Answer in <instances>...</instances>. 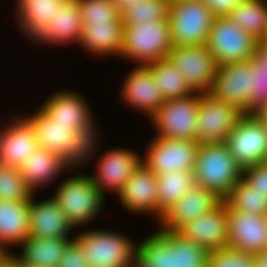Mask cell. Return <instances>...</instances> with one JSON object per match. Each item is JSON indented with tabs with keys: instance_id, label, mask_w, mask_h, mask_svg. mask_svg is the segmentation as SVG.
<instances>
[{
	"instance_id": "obj_1",
	"label": "cell",
	"mask_w": 267,
	"mask_h": 267,
	"mask_svg": "<svg viewBox=\"0 0 267 267\" xmlns=\"http://www.w3.org/2000/svg\"><path fill=\"white\" fill-rule=\"evenodd\" d=\"M173 47L169 17L124 25L123 46L119 57L147 66L166 59Z\"/></svg>"
},
{
	"instance_id": "obj_2",
	"label": "cell",
	"mask_w": 267,
	"mask_h": 267,
	"mask_svg": "<svg viewBox=\"0 0 267 267\" xmlns=\"http://www.w3.org/2000/svg\"><path fill=\"white\" fill-rule=\"evenodd\" d=\"M243 176L225 142L200 145L194 168L195 184L215 192L223 200Z\"/></svg>"
},
{
	"instance_id": "obj_3",
	"label": "cell",
	"mask_w": 267,
	"mask_h": 267,
	"mask_svg": "<svg viewBox=\"0 0 267 267\" xmlns=\"http://www.w3.org/2000/svg\"><path fill=\"white\" fill-rule=\"evenodd\" d=\"M119 232L101 229L79 233L74 240L82 247L90 267H127L138 257V243Z\"/></svg>"
},
{
	"instance_id": "obj_4",
	"label": "cell",
	"mask_w": 267,
	"mask_h": 267,
	"mask_svg": "<svg viewBox=\"0 0 267 267\" xmlns=\"http://www.w3.org/2000/svg\"><path fill=\"white\" fill-rule=\"evenodd\" d=\"M71 177L59 184L52 198L76 228L97 217L105 196L89 175Z\"/></svg>"
},
{
	"instance_id": "obj_5",
	"label": "cell",
	"mask_w": 267,
	"mask_h": 267,
	"mask_svg": "<svg viewBox=\"0 0 267 267\" xmlns=\"http://www.w3.org/2000/svg\"><path fill=\"white\" fill-rule=\"evenodd\" d=\"M169 23L173 46L206 45L216 15L202 0L170 3Z\"/></svg>"
},
{
	"instance_id": "obj_6",
	"label": "cell",
	"mask_w": 267,
	"mask_h": 267,
	"mask_svg": "<svg viewBox=\"0 0 267 267\" xmlns=\"http://www.w3.org/2000/svg\"><path fill=\"white\" fill-rule=\"evenodd\" d=\"M258 41L227 16H216L206 46L218 65L244 62L253 58Z\"/></svg>"
},
{
	"instance_id": "obj_7",
	"label": "cell",
	"mask_w": 267,
	"mask_h": 267,
	"mask_svg": "<svg viewBox=\"0 0 267 267\" xmlns=\"http://www.w3.org/2000/svg\"><path fill=\"white\" fill-rule=\"evenodd\" d=\"M201 92L166 100L151 118L157 137L196 141Z\"/></svg>"
},
{
	"instance_id": "obj_8",
	"label": "cell",
	"mask_w": 267,
	"mask_h": 267,
	"mask_svg": "<svg viewBox=\"0 0 267 267\" xmlns=\"http://www.w3.org/2000/svg\"><path fill=\"white\" fill-rule=\"evenodd\" d=\"M245 114L237 106L218 99L210 92L202 93L198 108L196 141L200 145L226 142L228 135Z\"/></svg>"
},
{
	"instance_id": "obj_9",
	"label": "cell",
	"mask_w": 267,
	"mask_h": 267,
	"mask_svg": "<svg viewBox=\"0 0 267 267\" xmlns=\"http://www.w3.org/2000/svg\"><path fill=\"white\" fill-rule=\"evenodd\" d=\"M167 58L194 92L211 91L219 65L206 45L173 46Z\"/></svg>"
},
{
	"instance_id": "obj_10",
	"label": "cell",
	"mask_w": 267,
	"mask_h": 267,
	"mask_svg": "<svg viewBox=\"0 0 267 267\" xmlns=\"http://www.w3.org/2000/svg\"><path fill=\"white\" fill-rule=\"evenodd\" d=\"M142 157V163L156 175L194 171L200 144L197 141L155 136Z\"/></svg>"
},
{
	"instance_id": "obj_11",
	"label": "cell",
	"mask_w": 267,
	"mask_h": 267,
	"mask_svg": "<svg viewBox=\"0 0 267 267\" xmlns=\"http://www.w3.org/2000/svg\"><path fill=\"white\" fill-rule=\"evenodd\" d=\"M241 168L267 162V128L254 113H246L225 142Z\"/></svg>"
},
{
	"instance_id": "obj_12",
	"label": "cell",
	"mask_w": 267,
	"mask_h": 267,
	"mask_svg": "<svg viewBox=\"0 0 267 267\" xmlns=\"http://www.w3.org/2000/svg\"><path fill=\"white\" fill-rule=\"evenodd\" d=\"M253 72L251 61L219 65L210 91L222 101L233 104L244 113H251Z\"/></svg>"
},
{
	"instance_id": "obj_13",
	"label": "cell",
	"mask_w": 267,
	"mask_h": 267,
	"mask_svg": "<svg viewBox=\"0 0 267 267\" xmlns=\"http://www.w3.org/2000/svg\"><path fill=\"white\" fill-rule=\"evenodd\" d=\"M227 247L246 254L267 250V215L233 211L227 206Z\"/></svg>"
},
{
	"instance_id": "obj_14",
	"label": "cell",
	"mask_w": 267,
	"mask_h": 267,
	"mask_svg": "<svg viewBox=\"0 0 267 267\" xmlns=\"http://www.w3.org/2000/svg\"><path fill=\"white\" fill-rule=\"evenodd\" d=\"M177 232L209 251L227 247V204L223 200L215 209L186 222Z\"/></svg>"
},
{
	"instance_id": "obj_15",
	"label": "cell",
	"mask_w": 267,
	"mask_h": 267,
	"mask_svg": "<svg viewBox=\"0 0 267 267\" xmlns=\"http://www.w3.org/2000/svg\"><path fill=\"white\" fill-rule=\"evenodd\" d=\"M222 201L215 192L195 184L163 213L160 230L177 231L186 222L215 209Z\"/></svg>"
},
{
	"instance_id": "obj_16",
	"label": "cell",
	"mask_w": 267,
	"mask_h": 267,
	"mask_svg": "<svg viewBox=\"0 0 267 267\" xmlns=\"http://www.w3.org/2000/svg\"><path fill=\"white\" fill-rule=\"evenodd\" d=\"M98 161L97 172L90 177L102 194L108 189L118 195L126 181L142 164V158L136 152L119 147L105 152Z\"/></svg>"
},
{
	"instance_id": "obj_17",
	"label": "cell",
	"mask_w": 267,
	"mask_h": 267,
	"mask_svg": "<svg viewBox=\"0 0 267 267\" xmlns=\"http://www.w3.org/2000/svg\"><path fill=\"white\" fill-rule=\"evenodd\" d=\"M157 176L143 163L133 172L118 194V200L131 212L153 213L159 221Z\"/></svg>"
},
{
	"instance_id": "obj_18",
	"label": "cell",
	"mask_w": 267,
	"mask_h": 267,
	"mask_svg": "<svg viewBox=\"0 0 267 267\" xmlns=\"http://www.w3.org/2000/svg\"><path fill=\"white\" fill-rule=\"evenodd\" d=\"M121 97L129 106L142 110L151 118L165 102L151 70L147 66H136L126 77ZM149 114V115H148Z\"/></svg>"
},
{
	"instance_id": "obj_19",
	"label": "cell",
	"mask_w": 267,
	"mask_h": 267,
	"mask_svg": "<svg viewBox=\"0 0 267 267\" xmlns=\"http://www.w3.org/2000/svg\"><path fill=\"white\" fill-rule=\"evenodd\" d=\"M12 121L0 130V163L20 168L39 144L33 127L25 117L17 119L16 116Z\"/></svg>"
},
{
	"instance_id": "obj_20",
	"label": "cell",
	"mask_w": 267,
	"mask_h": 267,
	"mask_svg": "<svg viewBox=\"0 0 267 267\" xmlns=\"http://www.w3.org/2000/svg\"><path fill=\"white\" fill-rule=\"evenodd\" d=\"M34 194L30 197V236L34 238H70L74 226L53 198L36 203Z\"/></svg>"
},
{
	"instance_id": "obj_21",
	"label": "cell",
	"mask_w": 267,
	"mask_h": 267,
	"mask_svg": "<svg viewBox=\"0 0 267 267\" xmlns=\"http://www.w3.org/2000/svg\"><path fill=\"white\" fill-rule=\"evenodd\" d=\"M33 127L39 147L66 159L72 151V141L79 131L76 125L53 121L41 108L25 118Z\"/></svg>"
},
{
	"instance_id": "obj_22",
	"label": "cell",
	"mask_w": 267,
	"mask_h": 267,
	"mask_svg": "<svg viewBox=\"0 0 267 267\" xmlns=\"http://www.w3.org/2000/svg\"><path fill=\"white\" fill-rule=\"evenodd\" d=\"M83 30L80 7L76 0H65L56 8L54 18L45 30L35 39L39 43L60 45L77 42Z\"/></svg>"
},
{
	"instance_id": "obj_23",
	"label": "cell",
	"mask_w": 267,
	"mask_h": 267,
	"mask_svg": "<svg viewBox=\"0 0 267 267\" xmlns=\"http://www.w3.org/2000/svg\"><path fill=\"white\" fill-rule=\"evenodd\" d=\"M75 91H59L49 96L41 109L57 124L87 126L92 119L89 103Z\"/></svg>"
},
{
	"instance_id": "obj_24",
	"label": "cell",
	"mask_w": 267,
	"mask_h": 267,
	"mask_svg": "<svg viewBox=\"0 0 267 267\" xmlns=\"http://www.w3.org/2000/svg\"><path fill=\"white\" fill-rule=\"evenodd\" d=\"M30 199L24 201L0 200V250L10 254L7 246L20 245L30 236Z\"/></svg>"
},
{
	"instance_id": "obj_25",
	"label": "cell",
	"mask_w": 267,
	"mask_h": 267,
	"mask_svg": "<svg viewBox=\"0 0 267 267\" xmlns=\"http://www.w3.org/2000/svg\"><path fill=\"white\" fill-rule=\"evenodd\" d=\"M124 23L119 17L113 22L87 23L83 25L79 44L98 56H120L123 46Z\"/></svg>"
},
{
	"instance_id": "obj_26",
	"label": "cell",
	"mask_w": 267,
	"mask_h": 267,
	"mask_svg": "<svg viewBox=\"0 0 267 267\" xmlns=\"http://www.w3.org/2000/svg\"><path fill=\"white\" fill-rule=\"evenodd\" d=\"M66 168L64 158L38 147L24 160L19 170L28 189L34 194L38 187H44L52 182Z\"/></svg>"
},
{
	"instance_id": "obj_27",
	"label": "cell",
	"mask_w": 267,
	"mask_h": 267,
	"mask_svg": "<svg viewBox=\"0 0 267 267\" xmlns=\"http://www.w3.org/2000/svg\"><path fill=\"white\" fill-rule=\"evenodd\" d=\"M74 238H34L23 241L18 257L12 254L22 266L57 267L67 245Z\"/></svg>"
},
{
	"instance_id": "obj_28",
	"label": "cell",
	"mask_w": 267,
	"mask_h": 267,
	"mask_svg": "<svg viewBox=\"0 0 267 267\" xmlns=\"http://www.w3.org/2000/svg\"><path fill=\"white\" fill-rule=\"evenodd\" d=\"M18 1V2H17ZM16 19L18 26L33 41L45 30L54 18L56 8L65 0H17Z\"/></svg>"
},
{
	"instance_id": "obj_29",
	"label": "cell",
	"mask_w": 267,
	"mask_h": 267,
	"mask_svg": "<svg viewBox=\"0 0 267 267\" xmlns=\"http://www.w3.org/2000/svg\"><path fill=\"white\" fill-rule=\"evenodd\" d=\"M225 16L257 41L267 34V0H243Z\"/></svg>"
},
{
	"instance_id": "obj_30",
	"label": "cell",
	"mask_w": 267,
	"mask_h": 267,
	"mask_svg": "<svg viewBox=\"0 0 267 267\" xmlns=\"http://www.w3.org/2000/svg\"><path fill=\"white\" fill-rule=\"evenodd\" d=\"M157 176L159 220L163 213L195 185L194 171H170Z\"/></svg>"
},
{
	"instance_id": "obj_31",
	"label": "cell",
	"mask_w": 267,
	"mask_h": 267,
	"mask_svg": "<svg viewBox=\"0 0 267 267\" xmlns=\"http://www.w3.org/2000/svg\"><path fill=\"white\" fill-rule=\"evenodd\" d=\"M159 232L171 243V267H207L209 250L185 239L177 231Z\"/></svg>"
},
{
	"instance_id": "obj_32",
	"label": "cell",
	"mask_w": 267,
	"mask_h": 267,
	"mask_svg": "<svg viewBox=\"0 0 267 267\" xmlns=\"http://www.w3.org/2000/svg\"><path fill=\"white\" fill-rule=\"evenodd\" d=\"M147 67L151 70L165 101L194 93L183 74L174 67L168 58L155 61L148 64Z\"/></svg>"
},
{
	"instance_id": "obj_33",
	"label": "cell",
	"mask_w": 267,
	"mask_h": 267,
	"mask_svg": "<svg viewBox=\"0 0 267 267\" xmlns=\"http://www.w3.org/2000/svg\"><path fill=\"white\" fill-rule=\"evenodd\" d=\"M233 211L255 215H267V194L254 189L243 176L224 199Z\"/></svg>"
},
{
	"instance_id": "obj_34",
	"label": "cell",
	"mask_w": 267,
	"mask_h": 267,
	"mask_svg": "<svg viewBox=\"0 0 267 267\" xmlns=\"http://www.w3.org/2000/svg\"><path fill=\"white\" fill-rule=\"evenodd\" d=\"M137 259L145 267H171V243L157 231L138 243Z\"/></svg>"
},
{
	"instance_id": "obj_35",
	"label": "cell",
	"mask_w": 267,
	"mask_h": 267,
	"mask_svg": "<svg viewBox=\"0 0 267 267\" xmlns=\"http://www.w3.org/2000/svg\"><path fill=\"white\" fill-rule=\"evenodd\" d=\"M168 0H138L120 12V18L125 25L165 19L169 14Z\"/></svg>"
},
{
	"instance_id": "obj_36",
	"label": "cell",
	"mask_w": 267,
	"mask_h": 267,
	"mask_svg": "<svg viewBox=\"0 0 267 267\" xmlns=\"http://www.w3.org/2000/svg\"><path fill=\"white\" fill-rule=\"evenodd\" d=\"M94 121H91L87 126H83L75 133L74 139L72 141V151L68 155L66 160L67 170L74 167H79L81 162H85L89 157L94 155L97 150L96 146L98 144V133L97 126H94ZM97 143V144H96ZM96 145V146H95ZM95 149V150H94Z\"/></svg>"
},
{
	"instance_id": "obj_37",
	"label": "cell",
	"mask_w": 267,
	"mask_h": 267,
	"mask_svg": "<svg viewBox=\"0 0 267 267\" xmlns=\"http://www.w3.org/2000/svg\"><path fill=\"white\" fill-rule=\"evenodd\" d=\"M31 195L19 168L0 163V200L24 201Z\"/></svg>"
},
{
	"instance_id": "obj_38",
	"label": "cell",
	"mask_w": 267,
	"mask_h": 267,
	"mask_svg": "<svg viewBox=\"0 0 267 267\" xmlns=\"http://www.w3.org/2000/svg\"><path fill=\"white\" fill-rule=\"evenodd\" d=\"M80 7L83 25L87 23L113 22L120 17L112 0H76Z\"/></svg>"
},
{
	"instance_id": "obj_39",
	"label": "cell",
	"mask_w": 267,
	"mask_h": 267,
	"mask_svg": "<svg viewBox=\"0 0 267 267\" xmlns=\"http://www.w3.org/2000/svg\"><path fill=\"white\" fill-rule=\"evenodd\" d=\"M207 267H256L254 255L224 247L209 252Z\"/></svg>"
},
{
	"instance_id": "obj_40",
	"label": "cell",
	"mask_w": 267,
	"mask_h": 267,
	"mask_svg": "<svg viewBox=\"0 0 267 267\" xmlns=\"http://www.w3.org/2000/svg\"><path fill=\"white\" fill-rule=\"evenodd\" d=\"M251 72H253V90L251 100V113L267 102V70L263 69L253 58Z\"/></svg>"
},
{
	"instance_id": "obj_41",
	"label": "cell",
	"mask_w": 267,
	"mask_h": 267,
	"mask_svg": "<svg viewBox=\"0 0 267 267\" xmlns=\"http://www.w3.org/2000/svg\"><path fill=\"white\" fill-rule=\"evenodd\" d=\"M243 177L254 189L267 194V162L251 164L243 169Z\"/></svg>"
},
{
	"instance_id": "obj_42",
	"label": "cell",
	"mask_w": 267,
	"mask_h": 267,
	"mask_svg": "<svg viewBox=\"0 0 267 267\" xmlns=\"http://www.w3.org/2000/svg\"><path fill=\"white\" fill-rule=\"evenodd\" d=\"M57 267H90L82 247L72 240L64 250Z\"/></svg>"
},
{
	"instance_id": "obj_43",
	"label": "cell",
	"mask_w": 267,
	"mask_h": 267,
	"mask_svg": "<svg viewBox=\"0 0 267 267\" xmlns=\"http://www.w3.org/2000/svg\"><path fill=\"white\" fill-rule=\"evenodd\" d=\"M216 16H225L243 0H202Z\"/></svg>"
},
{
	"instance_id": "obj_44",
	"label": "cell",
	"mask_w": 267,
	"mask_h": 267,
	"mask_svg": "<svg viewBox=\"0 0 267 267\" xmlns=\"http://www.w3.org/2000/svg\"><path fill=\"white\" fill-rule=\"evenodd\" d=\"M253 59L260 64L263 69L267 70V44L263 40L258 41Z\"/></svg>"
},
{
	"instance_id": "obj_45",
	"label": "cell",
	"mask_w": 267,
	"mask_h": 267,
	"mask_svg": "<svg viewBox=\"0 0 267 267\" xmlns=\"http://www.w3.org/2000/svg\"><path fill=\"white\" fill-rule=\"evenodd\" d=\"M0 267H23L12 254H4L0 258Z\"/></svg>"
},
{
	"instance_id": "obj_46",
	"label": "cell",
	"mask_w": 267,
	"mask_h": 267,
	"mask_svg": "<svg viewBox=\"0 0 267 267\" xmlns=\"http://www.w3.org/2000/svg\"><path fill=\"white\" fill-rule=\"evenodd\" d=\"M254 114L257 118L263 123V125L267 128V102L263 104L260 108H258Z\"/></svg>"
},
{
	"instance_id": "obj_47",
	"label": "cell",
	"mask_w": 267,
	"mask_h": 267,
	"mask_svg": "<svg viewBox=\"0 0 267 267\" xmlns=\"http://www.w3.org/2000/svg\"><path fill=\"white\" fill-rule=\"evenodd\" d=\"M256 267H267V250L254 254Z\"/></svg>"
},
{
	"instance_id": "obj_48",
	"label": "cell",
	"mask_w": 267,
	"mask_h": 267,
	"mask_svg": "<svg viewBox=\"0 0 267 267\" xmlns=\"http://www.w3.org/2000/svg\"><path fill=\"white\" fill-rule=\"evenodd\" d=\"M112 2L117 7L118 11L121 12L126 7H129V5H133L135 2H138V0H112Z\"/></svg>"
},
{
	"instance_id": "obj_49",
	"label": "cell",
	"mask_w": 267,
	"mask_h": 267,
	"mask_svg": "<svg viewBox=\"0 0 267 267\" xmlns=\"http://www.w3.org/2000/svg\"><path fill=\"white\" fill-rule=\"evenodd\" d=\"M127 267H145L138 259Z\"/></svg>"
},
{
	"instance_id": "obj_50",
	"label": "cell",
	"mask_w": 267,
	"mask_h": 267,
	"mask_svg": "<svg viewBox=\"0 0 267 267\" xmlns=\"http://www.w3.org/2000/svg\"><path fill=\"white\" fill-rule=\"evenodd\" d=\"M263 41L267 44V34L265 35V38L263 39Z\"/></svg>"
},
{
	"instance_id": "obj_51",
	"label": "cell",
	"mask_w": 267,
	"mask_h": 267,
	"mask_svg": "<svg viewBox=\"0 0 267 267\" xmlns=\"http://www.w3.org/2000/svg\"><path fill=\"white\" fill-rule=\"evenodd\" d=\"M4 255V253L0 250V258Z\"/></svg>"
},
{
	"instance_id": "obj_52",
	"label": "cell",
	"mask_w": 267,
	"mask_h": 267,
	"mask_svg": "<svg viewBox=\"0 0 267 267\" xmlns=\"http://www.w3.org/2000/svg\"><path fill=\"white\" fill-rule=\"evenodd\" d=\"M170 3H172V2H175V1H178V0H168Z\"/></svg>"
}]
</instances>
